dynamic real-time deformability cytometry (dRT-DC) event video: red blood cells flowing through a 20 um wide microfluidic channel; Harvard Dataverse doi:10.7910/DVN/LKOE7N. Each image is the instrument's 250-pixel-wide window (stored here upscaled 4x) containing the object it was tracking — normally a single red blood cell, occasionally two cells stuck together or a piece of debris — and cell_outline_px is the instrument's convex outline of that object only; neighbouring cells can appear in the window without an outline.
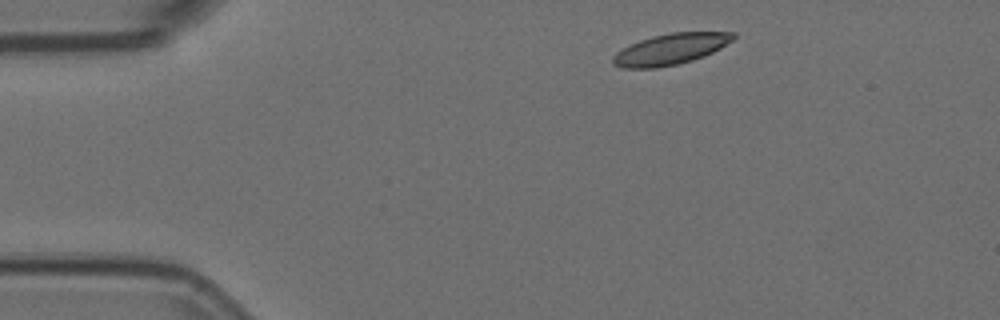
{"species": "Egyptian fruit bat (a non-hibernating species)", "species_latin": "Rousettus aegyptiacus", "temperature_condition": "room temperature", "stored_images_in_passage": 3, "camera_frame_rate_fps": 3000, "um_per_image_px": 0.085, "animal": {"sex": "female"}, "frame": {"image": 1, "passage_image": 1, "time_ms": 0.0, "image_size_px": [1000, 320], "cell_outline_px": [[736, 36], [732, 40], [720, 48], [704, 56], [692, 60], [676, 64], [656, 68], [620, 68], [612, 64], [612, 56], [616, 52], [640, 40], [652, 36], [672, 32], [736, 32]], "centroid_in_image_um": [56.98, 4.18], "position_along_channel_um": 28.0, "area_um2": 21.62}}